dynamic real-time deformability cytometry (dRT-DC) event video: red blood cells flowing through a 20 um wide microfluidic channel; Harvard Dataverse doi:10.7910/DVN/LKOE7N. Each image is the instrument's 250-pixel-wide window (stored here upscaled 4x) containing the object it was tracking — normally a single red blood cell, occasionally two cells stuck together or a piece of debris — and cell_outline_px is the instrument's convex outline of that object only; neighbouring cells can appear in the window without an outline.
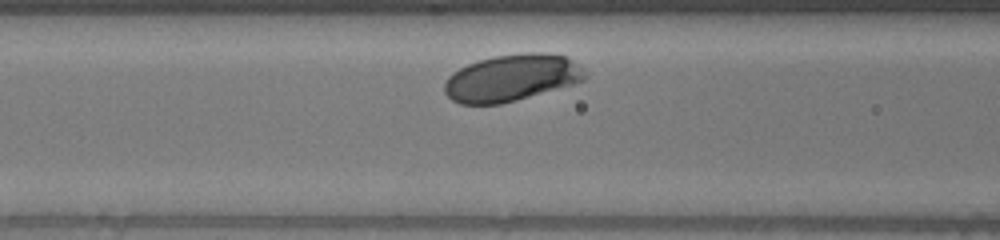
{"species": "human", "species_latin": "Homo sapiens", "temperature_condition": "warm", "stored_images_in_passage": 29, "camera_frame_rate_fps": 3000, "um_per_image_px": 0.085, "donor": {"sex": "male"}, "frame": {"image": 1, "passage_image": 7, "time_ms": 2.0, "image_size_px": [1000, 240], "cell_outline_px": [[588, 76], [584, 80], [572, 84], [516, 100], [500, 104], [460, 104], [452, 100], [444, 92], [444, 84], [448, 76], [452, 72], [468, 64], [480, 60], [496, 56], [528, 52], [540, 52], [564, 56], [572, 60]], "centroid_in_image_um": [43.44, 6.62], "position_along_channel_um": 123.2, "area_um2": 37.92}}
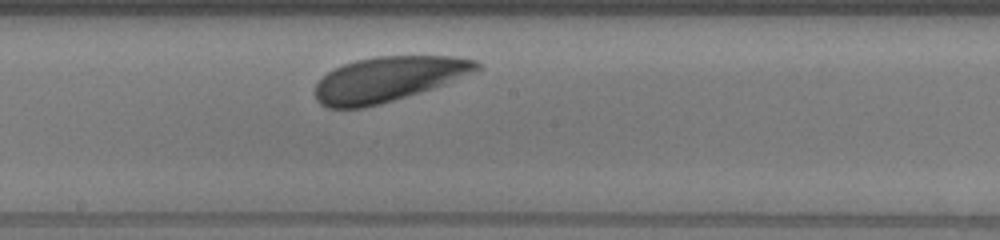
{"frame": {"image": 2, "passage_image": 15, "time_ms": 4.667, "image_size_px": [1000, 240], "cell_outline_px": [[484, 68], [480, 72], [420, 92], [380, 104], [364, 108], [328, 108], [320, 104], [316, 100], [316, 84], [328, 72], [344, 64], [356, 60], [376, 56], [452, 56], [476, 60]], "centroid_in_image_um": [33.07, 6.72], "position_along_channel_um": 215.1, "area_um2": 42.43}}
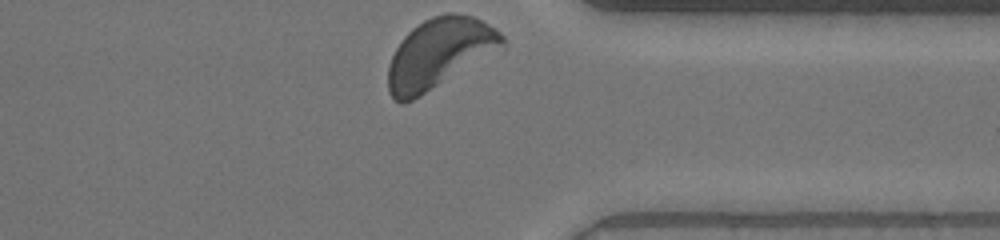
{"frame": {"image": 3, "passage_image": 29, "time_ms": 9.333, "image_size_px": [1000, 240], "cell_outline_px": [[504, 44], [420, 96], [404, 104], [400, 104], [388, 92], [388, 68], [392, 56], [396, 48], [404, 36], [412, 28], [424, 20], [432, 16], [448, 12], [452, 12], [472, 16], [496, 28], [504, 36]], "centroid_in_image_um": [37.27, 4.51], "position_along_channel_um": 374.1, "area_um2": 45.2}}